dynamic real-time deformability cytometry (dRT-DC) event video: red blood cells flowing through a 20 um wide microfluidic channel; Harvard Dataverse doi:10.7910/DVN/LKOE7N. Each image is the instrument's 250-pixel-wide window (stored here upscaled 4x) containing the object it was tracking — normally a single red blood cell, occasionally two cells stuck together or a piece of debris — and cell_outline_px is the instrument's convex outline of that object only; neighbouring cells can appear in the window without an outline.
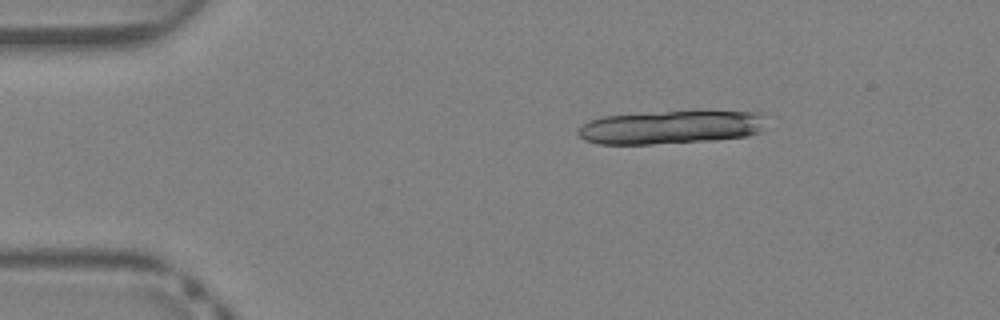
{"species": "Egyptian fruit bat (a non-hibernating species)", "species_latin": "Rousettus aegyptiacus", "temperature_condition": "warm", "stored_images_in_passage": 14, "camera_frame_rate_fps": 3000, "um_per_image_px": 0.085, "animal": {"sex": "female"}, "frame": {"image": 1, "passage_image": 1, "time_ms": 0.0, "image_size_px": [1000, 320], "cell_outline_px": [[768, 116], [760, 132], [748, 136], [712, 140], [652, 144], [600, 144], [584, 140], [576, 132], [584, 124], [592, 120], [604, 116], [696, 108], [760, 112]], "centroid_in_image_um": [57.16, 10.76], "position_along_channel_um": 27.8, "area_um2": 38.03}}